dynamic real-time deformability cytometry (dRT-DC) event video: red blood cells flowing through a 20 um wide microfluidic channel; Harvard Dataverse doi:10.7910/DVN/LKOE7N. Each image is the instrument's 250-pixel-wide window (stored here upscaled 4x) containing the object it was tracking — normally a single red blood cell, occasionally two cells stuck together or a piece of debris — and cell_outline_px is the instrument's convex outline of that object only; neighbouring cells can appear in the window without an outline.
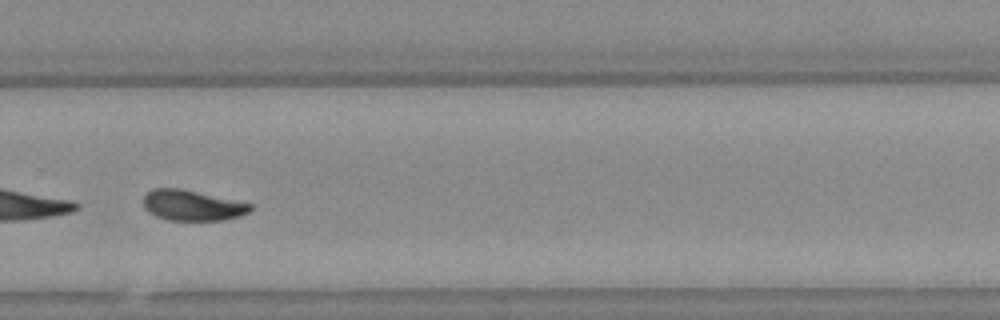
{"species": "Egyptian fruit bat (a non-hibernating species)", "species_latin": "Rousettus aegyptiacus", "temperature_condition": "warm", "stored_images_in_passage": 41, "camera_frame_rate_fps": 3000, "um_per_image_px": 0.085, "animal": {"sex": "female"}, "frame": {"image": 1, "passage_image": 24, "time_ms": 7.667, "image_size_px": [1000, 320], "cell_outline_px": [[252, 208], [248, 212], [240, 216], [224, 220], [168, 220], [156, 216], [148, 212], [144, 208], [144, 196], [152, 188], [180, 188], [252, 204]], "centroid_in_image_um": [16.31, 17.46], "position_along_channel_um": 313.5, "area_um2": 18.9}, "authors_computed_cell_mechanics": {"area_um2": 19.8254, "velocity_mm_per_s": 3.7518, "shape_relaxation_time_tau1_ms": 7.886, "shape_relaxation_time_tau2_ms": 10.872, "deformation_change_tau1": 0.2033, "deformation_change_tau2": 0.1694}}